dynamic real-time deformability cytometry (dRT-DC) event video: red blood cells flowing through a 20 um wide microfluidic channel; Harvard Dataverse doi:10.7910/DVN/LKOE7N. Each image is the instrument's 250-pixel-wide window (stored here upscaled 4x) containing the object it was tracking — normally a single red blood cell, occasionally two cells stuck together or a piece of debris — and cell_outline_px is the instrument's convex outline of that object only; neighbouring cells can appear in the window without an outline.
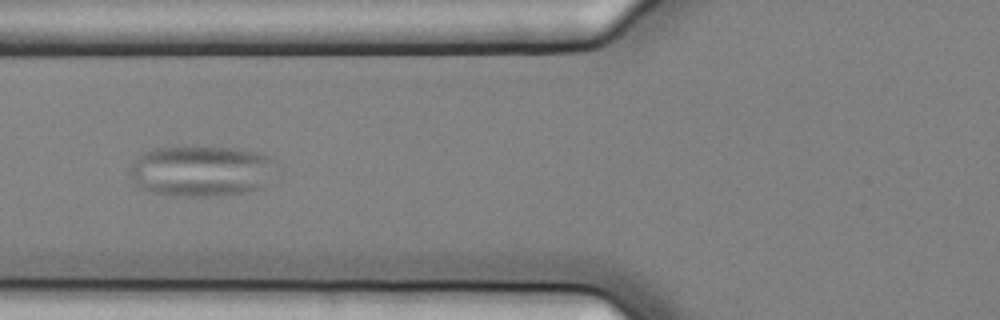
{"species": "common noctule bat (a hibernating species)", "species_latin": "Nyctalus noctula", "temperature_condition": "cold", "stored_images_in_passage": 6, "camera_frame_rate_fps": 3000, "um_per_image_px": 0.085, "animal": {"sex": "female", "body_mass_g": 25.1}, "frame": {"image": 1, "passage_image": 2, "time_ms": 0.333, "image_size_px": [1000, 320], "cell_outline_px": [[276, 164], [260, 188], [248, 192], [208, 196], [172, 196], [152, 192], [140, 188], [136, 184], [128, 172], [128, 168], [140, 152], [152, 148], [180, 144], [196, 144], [236, 148], [260, 152], [268, 156]], "centroid_in_image_um": [17.0, 14.47], "position_along_channel_um": 108.8, "area_um2": 44.62}}